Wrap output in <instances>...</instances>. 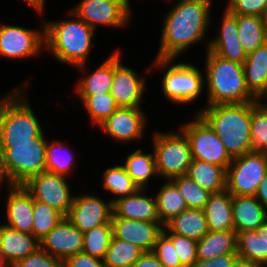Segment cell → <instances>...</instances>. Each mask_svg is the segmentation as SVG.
<instances>
[{"label":"cell","instance_id":"cell-36","mask_svg":"<svg viewBox=\"0 0 267 267\" xmlns=\"http://www.w3.org/2000/svg\"><path fill=\"white\" fill-rule=\"evenodd\" d=\"M78 97L82 101L85 110H87L92 125L99 126L119 108L110 92L95 95H78Z\"/></svg>","mask_w":267,"mask_h":267},{"label":"cell","instance_id":"cell-11","mask_svg":"<svg viewBox=\"0 0 267 267\" xmlns=\"http://www.w3.org/2000/svg\"><path fill=\"white\" fill-rule=\"evenodd\" d=\"M66 180V176L43 171L32 176L23 186L34 200L49 205L66 217L74 199Z\"/></svg>","mask_w":267,"mask_h":267},{"label":"cell","instance_id":"cell-5","mask_svg":"<svg viewBox=\"0 0 267 267\" xmlns=\"http://www.w3.org/2000/svg\"><path fill=\"white\" fill-rule=\"evenodd\" d=\"M25 96L24 89L18 87L0 97V143H47Z\"/></svg>","mask_w":267,"mask_h":267},{"label":"cell","instance_id":"cell-35","mask_svg":"<svg viewBox=\"0 0 267 267\" xmlns=\"http://www.w3.org/2000/svg\"><path fill=\"white\" fill-rule=\"evenodd\" d=\"M251 152L267 154V103L251 102Z\"/></svg>","mask_w":267,"mask_h":267},{"label":"cell","instance_id":"cell-22","mask_svg":"<svg viewBox=\"0 0 267 267\" xmlns=\"http://www.w3.org/2000/svg\"><path fill=\"white\" fill-rule=\"evenodd\" d=\"M0 247L5 263L13 266L40 248V242L32 234L14 230L0 223Z\"/></svg>","mask_w":267,"mask_h":267},{"label":"cell","instance_id":"cell-9","mask_svg":"<svg viewBox=\"0 0 267 267\" xmlns=\"http://www.w3.org/2000/svg\"><path fill=\"white\" fill-rule=\"evenodd\" d=\"M267 174V154L249 152L233 158L227 168L226 190L232 196H254Z\"/></svg>","mask_w":267,"mask_h":267},{"label":"cell","instance_id":"cell-45","mask_svg":"<svg viewBox=\"0 0 267 267\" xmlns=\"http://www.w3.org/2000/svg\"><path fill=\"white\" fill-rule=\"evenodd\" d=\"M13 267H63V262L39 248L26 258L17 261Z\"/></svg>","mask_w":267,"mask_h":267},{"label":"cell","instance_id":"cell-14","mask_svg":"<svg viewBox=\"0 0 267 267\" xmlns=\"http://www.w3.org/2000/svg\"><path fill=\"white\" fill-rule=\"evenodd\" d=\"M113 203L95 194L75 195L66 218L83 233L102 224L111 223Z\"/></svg>","mask_w":267,"mask_h":267},{"label":"cell","instance_id":"cell-54","mask_svg":"<svg viewBox=\"0 0 267 267\" xmlns=\"http://www.w3.org/2000/svg\"><path fill=\"white\" fill-rule=\"evenodd\" d=\"M8 265L5 263L4 256L0 247V267H7Z\"/></svg>","mask_w":267,"mask_h":267},{"label":"cell","instance_id":"cell-23","mask_svg":"<svg viewBox=\"0 0 267 267\" xmlns=\"http://www.w3.org/2000/svg\"><path fill=\"white\" fill-rule=\"evenodd\" d=\"M232 211L236 232L257 230L267 221V210L254 196H232Z\"/></svg>","mask_w":267,"mask_h":267},{"label":"cell","instance_id":"cell-20","mask_svg":"<svg viewBox=\"0 0 267 267\" xmlns=\"http://www.w3.org/2000/svg\"><path fill=\"white\" fill-rule=\"evenodd\" d=\"M6 203L7 223L4 225L32 234L33 227V196L23 185H9Z\"/></svg>","mask_w":267,"mask_h":267},{"label":"cell","instance_id":"cell-56","mask_svg":"<svg viewBox=\"0 0 267 267\" xmlns=\"http://www.w3.org/2000/svg\"><path fill=\"white\" fill-rule=\"evenodd\" d=\"M265 99L267 100V94H266V96L262 99V101L265 102ZM265 103H267V102H265Z\"/></svg>","mask_w":267,"mask_h":267},{"label":"cell","instance_id":"cell-53","mask_svg":"<svg viewBox=\"0 0 267 267\" xmlns=\"http://www.w3.org/2000/svg\"><path fill=\"white\" fill-rule=\"evenodd\" d=\"M6 180L8 181L7 177L5 176V173H4V170H3V166H2V162H1V157H0V186H2L1 184Z\"/></svg>","mask_w":267,"mask_h":267},{"label":"cell","instance_id":"cell-17","mask_svg":"<svg viewBox=\"0 0 267 267\" xmlns=\"http://www.w3.org/2000/svg\"><path fill=\"white\" fill-rule=\"evenodd\" d=\"M40 248L64 262L82 252L84 233L64 217L43 239Z\"/></svg>","mask_w":267,"mask_h":267},{"label":"cell","instance_id":"cell-48","mask_svg":"<svg viewBox=\"0 0 267 267\" xmlns=\"http://www.w3.org/2000/svg\"><path fill=\"white\" fill-rule=\"evenodd\" d=\"M131 267H164L153 252H144Z\"/></svg>","mask_w":267,"mask_h":267},{"label":"cell","instance_id":"cell-18","mask_svg":"<svg viewBox=\"0 0 267 267\" xmlns=\"http://www.w3.org/2000/svg\"><path fill=\"white\" fill-rule=\"evenodd\" d=\"M113 237L131 242L144 252H152L158 236L163 232L162 222L130 220L120 217L111 218Z\"/></svg>","mask_w":267,"mask_h":267},{"label":"cell","instance_id":"cell-25","mask_svg":"<svg viewBox=\"0 0 267 267\" xmlns=\"http://www.w3.org/2000/svg\"><path fill=\"white\" fill-rule=\"evenodd\" d=\"M209 231L235 230L233 223L232 195L225 189L212 193L203 209Z\"/></svg>","mask_w":267,"mask_h":267},{"label":"cell","instance_id":"cell-38","mask_svg":"<svg viewBox=\"0 0 267 267\" xmlns=\"http://www.w3.org/2000/svg\"><path fill=\"white\" fill-rule=\"evenodd\" d=\"M63 218L57 210L33 199L32 235L37 240L43 239Z\"/></svg>","mask_w":267,"mask_h":267},{"label":"cell","instance_id":"cell-15","mask_svg":"<svg viewBox=\"0 0 267 267\" xmlns=\"http://www.w3.org/2000/svg\"><path fill=\"white\" fill-rule=\"evenodd\" d=\"M119 49L114 50V77L110 94L119 107L141 108L145 92V79L130 67L121 64Z\"/></svg>","mask_w":267,"mask_h":267},{"label":"cell","instance_id":"cell-29","mask_svg":"<svg viewBox=\"0 0 267 267\" xmlns=\"http://www.w3.org/2000/svg\"><path fill=\"white\" fill-rule=\"evenodd\" d=\"M239 43L246 54L267 42V21L262 16L238 15Z\"/></svg>","mask_w":267,"mask_h":267},{"label":"cell","instance_id":"cell-13","mask_svg":"<svg viewBox=\"0 0 267 267\" xmlns=\"http://www.w3.org/2000/svg\"><path fill=\"white\" fill-rule=\"evenodd\" d=\"M41 30L0 24V55L10 59L35 57L45 48L44 23ZM41 51V52H40Z\"/></svg>","mask_w":267,"mask_h":267},{"label":"cell","instance_id":"cell-44","mask_svg":"<svg viewBox=\"0 0 267 267\" xmlns=\"http://www.w3.org/2000/svg\"><path fill=\"white\" fill-rule=\"evenodd\" d=\"M267 0H227L226 10L233 15L264 17Z\"/></svg>","mask_w":267,"mask_h":267},{"label":"cell","instance_id":"cell-49","mask_svg":"<svg viewBox=\"0 0 267 267\" xmlns=\"http://www.w3.org/2000/svg\"><path fill=\"white\" fill-rule=\"evenodd\" d=\"M254 197L267 210V174L265 175L264 179L260 182Z\"/></svg>","mask_w":267,"mask_h":267},{"label":"cell","instance_id":"cell-24","mask_svg":"<svg viewBox=\"0 0 267 267\" xmlns=\"http://www.w3.org/2000/svg\"><path fill=\"white\" fill-rule=\"evenodd\" d=\"M243 68L247 89L262 100L267 94V42L247 54Z\"/></svg>","mask_w":267,"mask_h":267},{"label":"cell","instance_id":"cell-3","mask_svg":"<svg viewBox=\"0 0 267 267\" xmlns=\"http://www.w3.org/2000/svg\"><path fill=\"white\" fill-rule=\"evenodd\" d=\"M232 158L251 152V102L205 106L196 112Z\"/></svg>","mask_w":267,"mask_h":267},{"label":"cell","instance_id":"cell-31","mask_svg":"<svg viewBox=\"0 0 267 267\" xmlns=\"http://www.w3.org/2000/svg\"><path fill=\"white\" fill-rule=\"evenodd\" d=\"M123 166L140 189H147L148 180L154 175L158 176L154 151L144 153L141 148H138L128 154Z\"/></svg>","mask_w":267,"mask_h":267},{"label":"cell","instance_id":"cell-1","mask_svg":"<svg viewBox=\"0 0 267 267\" xmlns=\"http://www.w3.org/2000/svg\"><path fill=\"white\" fill-rule=\"evenodd\" d=\"M212 0H179L164 17L156 58L176 59L193 44L204 40Z\"/></svg>","mask_w":267,"mask_h":267},{"label":"cell","instance_id":"cell-33","mask_svg":"<svg viewBox=\"0 0 267 267\" xmlns=\"http://www.w3.org/2000/svg\"><path fill=\"white\" fill-rule=\"evenodd\" d=\"M104 190L111 192L116 197L110 199L112 203L119 198L134 194L139 187L133 182L123 165H115L107 168L102 174Z\"/></svg>","mask_w":267,"mask_h":267},{"label":"cell","instance_id":"cell-7","mask_svg":"<svg viewBox=\"0 0 267 267\" xmlns=\"http://www.w3.org/2000/svg\"><path fill=\"white\" fill-rule=\"evenodd\" d=\"M47 143H0V157L8 185H23L46 171Z\"/></svg>","mask_w":267,"mask_h":267},{"label":"cell","instance_id":"cell-40","mask_svg":"<svg viewBox=\"0 0 267 267\" xmlns=\"http://www.w3.org/2000/svg\"><path fill=\"white\" fill-rule=\"evenodd\" d=\"M237 254L241 258L264 265L263 232L256 230L237 232Z\"/></svg>","mask_w":267,"mask_h":267},{"label":"cell","instance_id":"cell-26","mask_svg":"<svg viewBox=\"0 0 267 267\" xmlns=\"http://www.w3.org/2000/svg\"><path fill=\"white\" fill-rule=\"evenodd\" d=\"M163 232L199 241L209 232L204 210L190 208L184 210L165 224Z\"/></svg>","mask_w":267,"mask_h":267},{"label":"cell","instance_id":"cell-55","mask_svg":"<svg viewBox=\"0 0 267 267\" xmlns=\"http://www.w3.org/2000/svg\"><path fill=\"white\" fill-rule=\"evenodd\" d=\"M264 18H265L266 21H267V1H266V6H265Z\"/></svg>","mask_w":267,"mask_h":267},{"label":"cell","instance_id":"cell-27","mask_svg":"<svg viewBox=\"0 0 267 267\" xmlns=\"http://www.w3.org/2000/svg\"><path fill=\"white\" fill-rule=\"evenodd\" d=\"M202 189L212 193H218L226 189L227 168L210 164L206 161L193 159L185 173Z\"/></svg>","mask_w":267,"mask_h":267},{"label":"cell","instance_id":"cell-51","mask_svg":"<svg viewBox=\"0 0 267 267\" xmlns=\"http://www.w3.org/2000/svg\"><path fill=\"white\" fill-rule=\"evenodd\" d=\"M257 232H263V244H264V264L267 262V221L262 224Z\"/></svg>","mask_w":267,"mask_h":267},{"label":"cell","instance_id":"cell-28","mask_svg":"<svg viewBox=\"0 0 267 267\" xmlns=\"http://www.w3.org/2000/svg\"><path fill=\"white\" fill-rule=\"evenodd\" d=\"M197 259L208 261L226 253H237L235 230L209 231L197 243Z\"/></svg>","mask_w":267,"mask_h":267},{"label":"cell","instance_id":"cell-8","mask_svg":"<svg viewBox=\"0 0 267 267\" xmlns=\"http://www.w3.org/2000/svg\"><path fill=\"white\" fill-rule=\"evenodd\" d=\"M180 132H155L153 151L155 154L158 177L171 180L185 175L192 163V153L186 135Z\"/></svg>","mask_w":267,"mask_h":267},{"label":"cell","instance_id":"cell-2","mask_svg":"<svg viewBox=\"0 0 267 267\" xmlns=\"http://www.w3.org/2000/svg\"><path fill=\"white\" fill-rule=\"evenodd\" d=\"M71 20L44 22L45 49L63 64L84 71L92 48L95 30L71 10Z\"/></svg>","mask_w":267,"mask_h":267},{"label":"cell","instance_id":"cell-39","mask_svg":"<svg viewBox=\"0 0 267 267\" xmlns=\"http://www.w3.org/2000/svg\"><path fill=\"white\" fill-rule=\"evenodd\" d=\"M112 237V223L94 227L92 230L84 233V246L82 252L103 260Z\"/></svg>","mask_w":267,"mask_h":267},{"label":"cell","instance_id":"cell-6","mask_svg":"<svg viewBox=\"0 0 267 267\" xmlns=\"http://www.w3.org/2000/svg\"><path fill=\"white\" fill-rule=\"evenodd\" d=\"M173 61L175 59L156 58L151 67L165 68L161 89L170 102L182 105L191 103L199 98L204 89L203 73L193 64L182 61L174 64Z\"/></svg>","mask_w":267,"mask_h":267},{"label":"cell","instance_id":"cell-12","mask_svg":"<svg viewBox=\"0 0 267 267\" xmlns=\"http://www.w3.org/2000/svg\"><path fill=\"white\" fill-rule=\"evenodd\" d=\"M129 0H81L71 11L96 30L97 25L122 27L130 21Z\"/></svg>","mask_w":267,"mask_h":267},{"label":"cell","instance_id":"cell-10","mask_svg":"<svg viewBox=\"0 0 267 267\" xmlns=\"http://www.w3.org/2000/svg\"><path fill=\"white\" fill-rule=\"evenodd\" d=\"M194 120L181 126L188 138L192 158L228 168L233 158L226 151L219 136L196 113Z\"/></svg>","mask_w":267,"mask_h":267},{"label":"cell","instance_id":"cell-46","mask_svg":"<svg viewBox=\"0 0 267 267\" xmlns=\"http://www.w3.org/2000/svg\"><path fill=\"white\" fill-rule=\"evenodd\" d=\"M63 267H106V265L102 259L80 252L68 257L63 262Z\"/></svg>","mask_w":267,"mask_h":267},{"label":"cell","instance_id":"cell-37","mask_svg":"<svg viewBox=\"0 0 267 267\" xmlns=\"http://www.w3.org/2000/svg\"><path fill=\"white\" fill-rule=\"evenodd\" d=\"M64 145L62 141L54 140L50 143L47 141L45 153L46 171L69 177L74 167V156L70 150L68 152L65 151L68 148L66 149Z\"/></svg>","mask_w":267,"mask_h":267},{"label":"cell","instance_id":"cell-4","mask_svg":"<svg viewBox=\"0 0 267 267\" xmlns=\"http://www.w3.org/2000/svg\"><path fill=\"white\" fill-rule=\"evenodd\" d=\"M205 61L206 106L257 101L247 89L243 64L221 58L209 50Z\"/></svg>","mask_w":267,"mask_h":267},{"label":"cell","instance_id":"cell-42","mask_svg":"<svg viewBox=\"0 0 267 267\" xmlns=\"http://www.w3.org/2000/svg\"><path fill=\"white\" fill-rule=\"evenodd\" d=\"M173 242L177 256L184 267H191L197 259L198 241L178 235L175 233H165Z\"/></svg>","mask_w":267,"mask_h":267},{"label":"cell","instance_id":"cell-34","mask_svg":"<svg viewBox=\"0 0 267 267\" xmlns=\"http://www.w3.org/2000/svg\"><path fill=\"white\" fill-rule=\"evenodd\" d=\"M143 253L137 245L112 237L103 261L106 267H131Z\"/></svg>","mask_w":267,"mask_h":267},{"label":"cell","instance_id":"cell-50","mask_svg":"<svg viewBox=\"0 0 267 267\" xmlns=\"http://www.w3.org/2000/svg\"><path fill=\"white\" fill-rule=\"evenodd\" d=\"M232 267H264L263 264L238 256Z\"/></svg>","mask_w":267,"mask_h":267},{"label":"cell","instance_id":"cell-43","mask_svg":"<svg viewBox=\"0 0 267 267\" xmlns=\"http://www.w3.org/2000/svg\"><path fill=\"white\" fill-rule=\"evenodd\" d=\"M164 267H184L175 250L172 240L162 232L152 251Z\"/></svg>","mask_w":267,"mask_h":267},{"label":"cell","instance_id":"cell-19","mask_svg":"<svg viewBox=\"0 0 267 267\" xmlns=\"http://www.w3.org/2000/svg\"><path fill=\"white\" fill-rule=\"evenodd\" d=\"M221 28L216 38L207 41V50L221 58L243 64L247 54L239 43L238 15L224 10Z\"/></svg>","mask_w":267,"mask_h":267},{"label":"cell","instance_id":"cell-47","mask_svg":"<svg viewBox=\"0 0 267 267\" xmlns=\"http://www.w3.org/2000/svg\"><path fill=\"white\" fill-rule=\"evenodd\" d=\"M237 258V253H226L208 261L197 260L191 267H232Z\"/></svg>","mask_w":267,"mask_h":267},{"label":"cell","instance_id":"cell-21","mask_svg":"<svg viewBox=\"0 0 267 267\" xmlns=\"http://www.w3.org/2000/svg\"><path fill=\"white\" fill-rule=\"evenodd\" d=\"M146 189H138L134 194L119 198L113 203L112 217L130 220L161 222L157 212L156 200L144 196Z\"/></svg>","mask_w":267,"mask_h":267},{"label":"cell","instance_id":"cell-41","mask_svg":"<svg viewBox=\"0 0 267 267\" xmlns=\"http://www.w3.org/2000/svg\"><path fill=\"white\" fill-rule=\"evenodd\" d=\"M171 181L177 186L188 208L200 210L205 208L211 194L210 192L202 189L191 178H187L185 175L173 178Z\"/></svg>","mask_w":267,"mask_h":267},{"label":"cell","instance_id":"cell-52","mask_svg":"<svg viewBox=\"0 0 267 267\" xmlns=\"http://www.w3.org/2000/svg\"><path fill=\"white\" fill-rule=\"evenodd\" d=\"M25 2L32 6L34 9H36V11H38L40 14H42V11L44 10L45 6V0H25Z\"/></svg>","mask_w":267,"mask_h":267},{"label":"cell","instance_id":"cell-32","mask_svg":"<svg viewBox=\"0 0 267 267\" xmlns=\"http://www.w3.org/2000/svg\"><path fill=\"white\" fill-rule=\"evenodd\" d=\"M155 200L158 216L164 225L174 216L188 209L185 199L171 180H166L161 186Z\"/></svg>","mask_w":267,"mask_h":267},{"label":"cell","instance_id":"cell-16","mask_svg":"<svg viewBox=\"0 0 267 267\" xmlns=\"http://www.w3.org/2000/svg\"><path fill=\"white\" fill-rule=\"evenodd\" d=\"M146 122L141 108L119 107L98 127L109 137L124 143L143 138Z\"/></svg>","mask_w":267,"mask_h":267},{"label":"cell","instance_id":"cell-30","mask_svg":"<svg viewBox=\"0 0 267 267\" xmlns=\"http://www.w3.org/2000/svg\"><path fill=\"white\" fill-rule=\"evenodd\" d=\"M114 77V53L109 55L91 74L76 84L78 95H95L110 92Z\"/></svg>","mask_w":267,"mask_h":267}]
</instances>
